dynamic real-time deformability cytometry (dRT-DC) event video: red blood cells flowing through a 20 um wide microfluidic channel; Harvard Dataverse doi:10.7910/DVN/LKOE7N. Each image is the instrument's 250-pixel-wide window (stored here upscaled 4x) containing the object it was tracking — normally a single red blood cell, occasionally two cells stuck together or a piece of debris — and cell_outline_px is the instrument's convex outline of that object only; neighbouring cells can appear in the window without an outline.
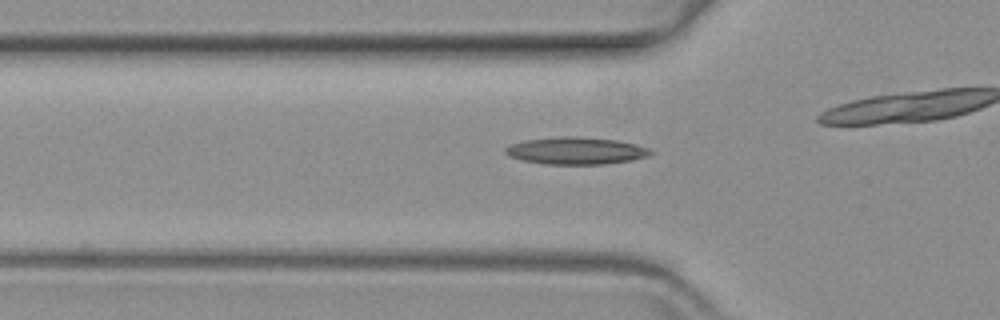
{"species": "common noctule bat (a hibernating species)", "species_latin": "Nyctalus noctula", "temperature_condition": "warm", "stored_images_in_passage": 43, "camera_frame_rate_fps": 3000, "um_per_image_px": 0.085, "animal": {"sex": "female", "body_mass_g": 19.3, "forearm_length_mm": 54.1}, "frame": {"image": 1, "passage_image": 17, "time_ms": 5.333, "image_size_px": [1000, 320], "cell_outline_px": [[636, 156], [616, 160], [536, 160], [552, 140], [596, 140], [624, 144]], "centroid_in_image_um": [49.73, 12.81], "position_along_channel_um": 76.1, "area_um2": 11.73}}
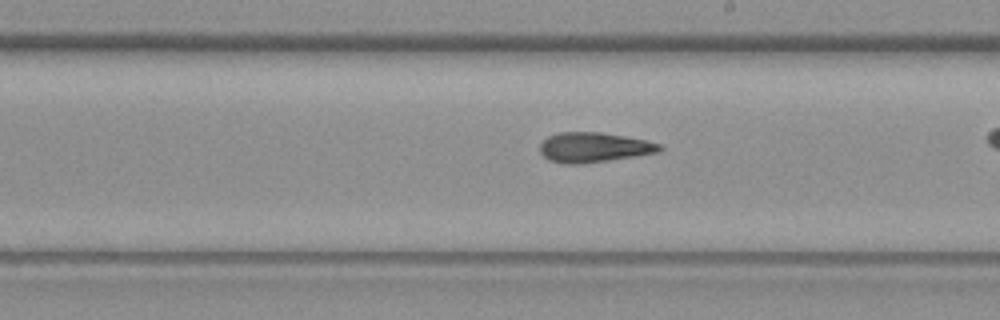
{"frame": {"image": 2, "passage_image": 31, "time_ms": 10.0, "image_size_px": [1000, 320], "cell_outline_px": [[656, 148], [644, 152], [588, 160], [560, 160], [552, 156], [544, 148], [548, 144], [568, 136], [608, 136], [632, 140], [652, 144]], "centroid_in_image_um": [50.55, 12.55], "position_along_channel_um": 238.5, "area_um2": 13.99}}
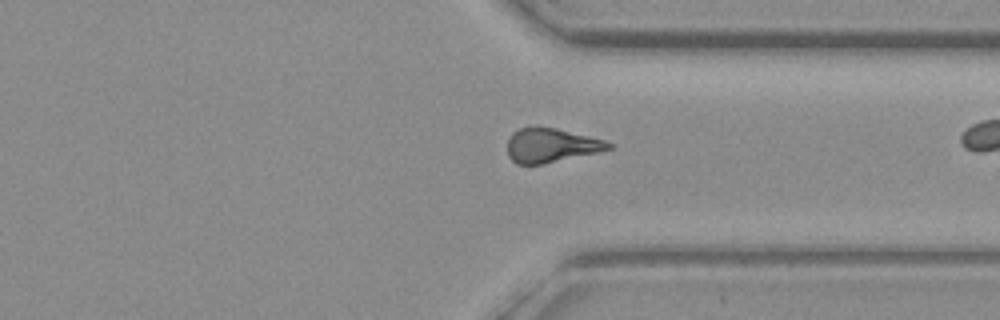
{"frame": {"image": 3, "passage_image": 42, "time_ms": 13.667, "image_size_px": [1000, 320], "cell_outline_px": [[604, 148], [532, 164], [524, 164], [516, 160], [512, 156], [528, 128], [544, 128], [596, 140], [604, 144]], "centroid_in_image_um": [46.89, 12.39], "position_along_channel_um": 364.5, "area_um2": 14.8}}